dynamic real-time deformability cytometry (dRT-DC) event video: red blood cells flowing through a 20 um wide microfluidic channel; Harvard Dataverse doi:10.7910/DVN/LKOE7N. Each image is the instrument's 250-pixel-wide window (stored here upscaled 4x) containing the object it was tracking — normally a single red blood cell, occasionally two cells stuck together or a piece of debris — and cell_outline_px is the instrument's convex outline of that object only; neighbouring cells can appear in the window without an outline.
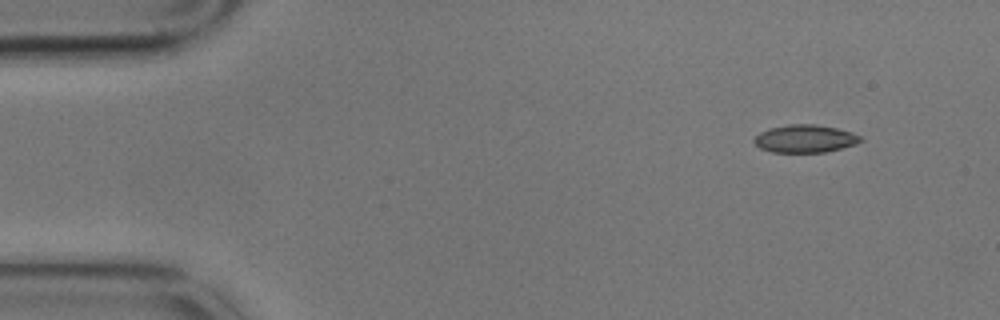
{"species": "common noctule bat (a hibernating species)", "species_latin": "Nyctalus noctula", "temperature_condition": "cold", "stored_images_in_passage": 4, "camera_frame_rate_fps": 3000, "um_per_image_px": 0.085, "animal": {"sex": "male", "body_mass_g": 17.9}, "frame": {"image": 1, "passage_image": 1, "time_ms": 0.0, "image_size_px": [1000, 320], "cell_outline_px": [[864, 140], [856, 144], [824, 152], [772, 152], [760, 148], [752, 140], [760, 132], [768, 128], [788, 124], [816, 124], [836, 128], [852, 132], [860, 136]], "centroid_in_image_um": [68.42, 11.78], "position_along_channel_um": 16.6, "area_um2": 17.22}}
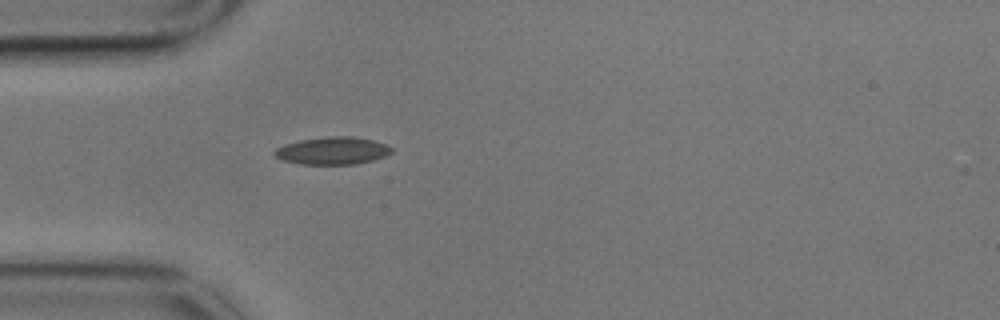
{"frame": {"image": 2, "passage_image": 4, "time_ms": 1.0, "image_size_px": [1000, 320], "cell_outline_px": [[392, 152], [384, 156], [372, 160], [356, 164], [300, 164], [280, 160], [272, 152], [276, 148], [284, 144], [300, 140], [328, 136], [352, 136], [372, 140], [384, 144], [392, 148]], "centroid_in_image_um": [28.22, 12.81], "position_along_channel_um": 56.8, "area_um2": 18.73}}